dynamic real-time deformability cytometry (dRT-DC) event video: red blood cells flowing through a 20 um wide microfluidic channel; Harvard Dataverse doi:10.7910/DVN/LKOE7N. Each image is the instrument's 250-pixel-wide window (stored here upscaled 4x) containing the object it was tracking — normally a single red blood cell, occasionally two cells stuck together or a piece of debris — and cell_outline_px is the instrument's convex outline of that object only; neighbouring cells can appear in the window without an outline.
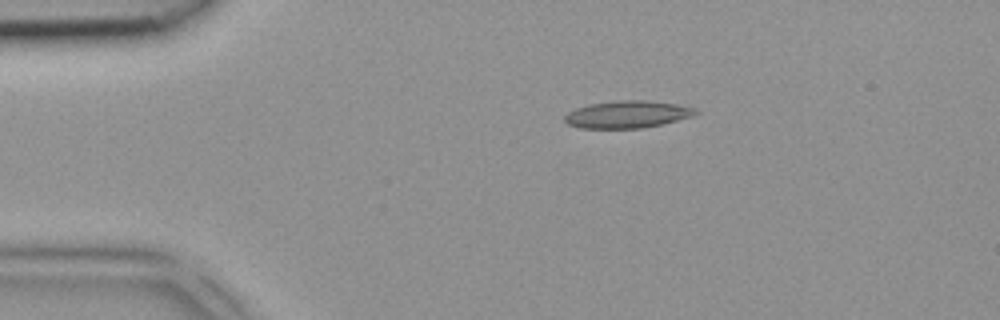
{"species": "common noctule bat (a hibernating species)", "species_latin": "Nyctalus noctula", "temperature_condition": "room temperature", "stored_images_in_passage": 3, "segment_of_instrument_passage": [1, 2], "camera_frame_rate_fps": 3000, "um_per_image_px": 0.085, "animal": {"sex": "female", "body_mass_g": 18.4}, "frame": {"image": 1, "passage_image": 1, "time_ms": 0.0, "image_size_px": [1000, 320], "cell_outline_px": [[700, 112], [692, 116], [664, 124], [640, 128], [580, 128], [568, 124], [564, 120], [564, 116], [568, 112], [576, 108], [588, 104], [620, 100], [644, 100], [676, 104], [696, 108]], "centroid_in_image_um": [53.33, 9.72], "position_along_channel_um": 31.7, "area_um2": 20.81}}